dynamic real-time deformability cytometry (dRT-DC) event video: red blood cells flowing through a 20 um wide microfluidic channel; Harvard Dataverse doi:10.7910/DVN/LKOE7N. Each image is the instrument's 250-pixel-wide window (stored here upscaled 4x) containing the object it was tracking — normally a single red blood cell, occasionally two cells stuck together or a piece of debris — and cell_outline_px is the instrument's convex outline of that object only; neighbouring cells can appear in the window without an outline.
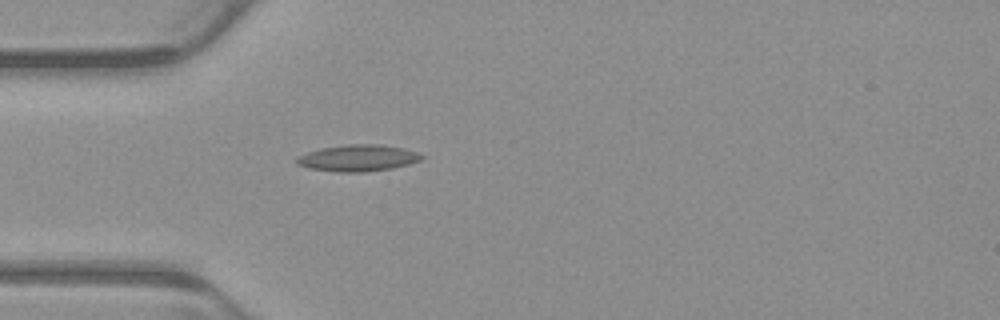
{"species": "common noctule bat (a hibernating species)", "species_latin": "Nyctalus noctula", "temperature_condition": "warm", "stored_images_in_passage": 1, "camera_frame_rate_fps": 3000, "um_per_image_px": 0.085, "animal": {"sex": "male", "body_mass_g": 23.1, "forearm_length_mm": 52.7}, "frame": {"image": 1, "passage_image": 1, "time_ms": 0.0, "image_size_px": [1000, 320], "cell_outline_px": [[424, 156], [420, 160], [408, 164], [392, 168], [364, 172], [336, 172], [308, 168], [296, 164], [296, 160], [300, 156], [308, 152], [324, 148], [348, 144], [380, 144], [404, 148], [416, 152]], "centroid_in_image_um": [30.43, 13.43], "position_along_channel_um": 54.6, "area_um2": 19.13}}